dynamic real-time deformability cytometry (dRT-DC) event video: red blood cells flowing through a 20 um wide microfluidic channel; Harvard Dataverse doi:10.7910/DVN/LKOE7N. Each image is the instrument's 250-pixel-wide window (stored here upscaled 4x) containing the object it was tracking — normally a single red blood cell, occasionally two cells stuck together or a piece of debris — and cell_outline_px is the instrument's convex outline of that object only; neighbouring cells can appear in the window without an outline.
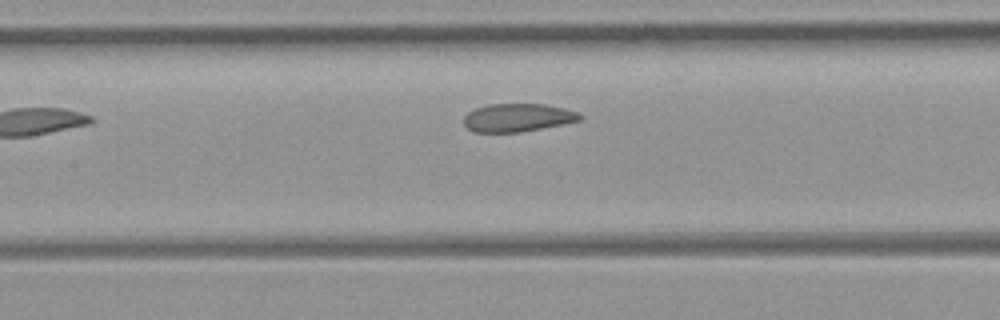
{"species": "common noctule bat (a hibernating species)", "species_latin": "Nyctalus noctula", "temperature_condition": "room temperature", "stored_images_in_passage": 4, "camera_frame_rate_fps": 3000, "um_per_image_px": 0.085, "animal": {"sex": "female", "body_mass_g": 21.9}, "frame": {"image": 1, "passage_image": 4, "time_ms": 1.0, "image_size_px": [1000, 320], "cell_outline_px": [[584, 116], [580, 120], [564, 124], [520, 132], [472, 132], [464, 124], [464, 116], [468, 112], [476, 108], [488, 104], [544, 104], [564, 108], [576, 112]], "centroid_in_image_um": [43.99, 10.0], "position_along_channel_um": 163.4, "area_um2": 19.02}}